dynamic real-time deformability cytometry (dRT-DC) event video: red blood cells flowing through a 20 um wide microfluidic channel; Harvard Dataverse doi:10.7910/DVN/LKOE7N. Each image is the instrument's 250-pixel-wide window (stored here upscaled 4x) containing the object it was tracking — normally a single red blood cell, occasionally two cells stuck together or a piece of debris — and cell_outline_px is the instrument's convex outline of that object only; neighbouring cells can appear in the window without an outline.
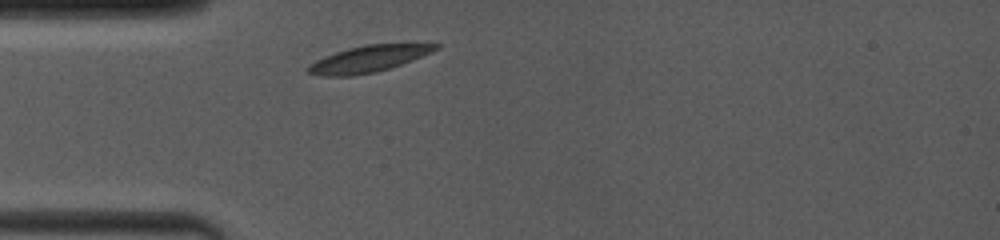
{"species": "common noctule bat (a hibernating species)", "species_latin": "Nyctalus noctula", "temperature_condition": "room temperature", "stored_images_in_passage": 19, "camera_frame_rate_fps": 4000, "um_per_image_px": 0.085, "animal": {"sex": "female", "body_mass_g": 19.0, "forearm_length_mm": 53.3}, "frame": {"image": 1, "passage_image": 1, "time_ms": 0.0, "image_size_px": [1000, 240], "cell_outline_px": [[440, 48], [432, 52], [412, 60], [376, 72], [352, 76], [320, 76], [308, 72], [304, 68], [308, 64], [324, 56], [348, 48], [364, 44], [440, 44]], "centroid_in_image_um": [31.26, 5.01], "position_along_channel_um": 53.7, "area_um2": 19.65}}
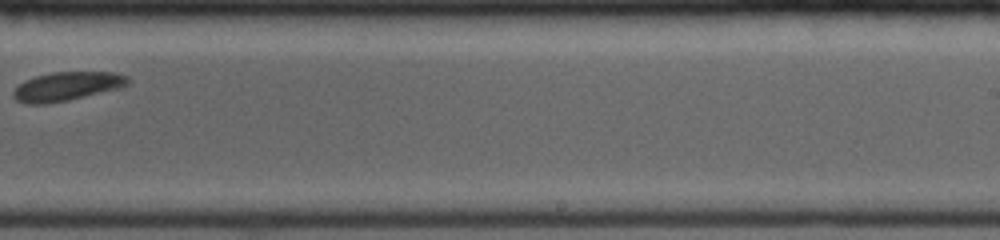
{"frame": {"image": 2, "passage_image": 11, "time_ms": 6.0, "image_size_px": [1000, 240], "cell_outline_px": [[132, 80], [124, 88], [68, 100], [44, 104], [24, 104], [16, 100], [12, 96], [12, 92], [24, 80], [36, 76], [52, 72], [116, 72], [128, 76]], "centroid_in_image_um": [5.74, 7.34], "position_along_channel_um": 283.3, "area_um2": 19.59}}
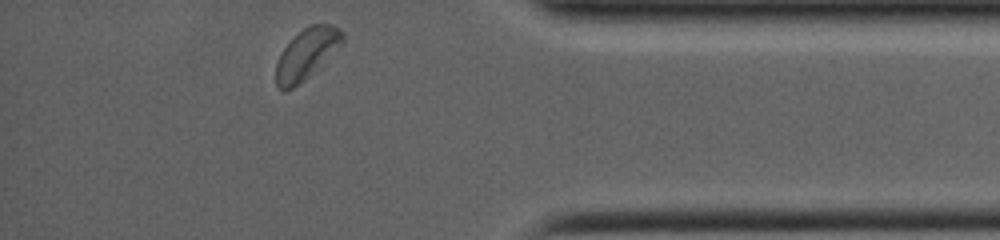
{"frame": {"image": 3, "passage_image": 19, "time_ms": 9.5, "image_size_px": [1000, 240], "cell_outline_px": [[344, 40], [324, 64], [292, 88], [284, 92], [280, 92], [276, 88], [276, 64], [284, 48], [304, 28], [312, 24], [332, 24], [340, 28], [344, 32]], "centroid_in_image_um": [26.08, 4.6], "position_along_channel_um": 409.1, "area_um2": 19.48}, "authors_computed_cell_mechanics": {"area_um2": 19.5942, "velocity_mm_per_s": 3.9566, "shape_relaxation_time_tau1_ms": 1.0452, "shape_relaxation_time_tau2_ms": null, "deformation_change_tau1": 0.0636, "deformation_change_tau2": null}}